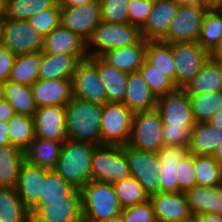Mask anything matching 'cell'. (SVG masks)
Wrapping results in <instances>:
<instances>
[{"instance_id":"cell-16","label":"cell","mask_w":222,"mask_h":222,"mask_svg":"<svg viewBox=\"0 0 222 222\" xmlns=\"http://www.w3.org/2000/svg\"><path fill=\"white\" fill-rule=\"evenodd\" d=\"M150 200L157 222H188L193 218L183 192H160Z\"/></svg>"},{"instance_id":"cell-55","label":"cell","mask_w":222,"mask_h":222,"mask_svg":"<svg viewBox=\"0 0 222 222\" xmlns=\"http://www.w3.org/2000/svg\"><path fill=\"white\" fill-rule=\"evenodd\" d=\"M210 57L216 62L222 64V41L212 50Z\"/></svg>"},{"instance_id":"cell-9","label":"cell","mask_w":222,"mask_h":222,"mask_svg":"<svg viewBox=\"0 0 222 222\" xmlns=\"http://www.w3.org/2000/svg\"><path fill=\"white\" fill-rule=\"evenodd\" d=\"M133 114L124 103L103 104L101 145H127L131 136Z\"/></svg>"},{"instance_id":"cell-54","label":"cell","mask_w":222,"mask_h":222,"mask_svg":"<svg viewBox=\"0 0 222 222\" xmlns=\"http://www.w3.org/2000/svg\"><path fill=\"white\" fill-rule=\"evenodd\" d=\"M210 126L214 128H219L222 130V112H216L207 122Z\"/></svg>"},{"instance_id":"cell-36","label":"cell","mask_w":222,"mask_h":222,"mask_svg":"<svg viewBox=\"0 0 222 222\" xmlns=\"http://www.w3.org/2000/svg\"><path fill=\"white\" fill-rule=\"evenodd\" d=\"M76 188L65 181L56 171L46 168V178L42 179V194L36 204L47 202H69V195Z\"/></svg>"},{"instance_id":"cell-52","label":"cell","mask_w":222,"mask_h":222,"mask_svg":"<svg viewBox=\"0 0 222 222\" xmlns=\"http://www.w3.org/2000/svg\"><path fill=\"white\" fill-rule=\"evenodd\" d=\"M10 145L7 122H0V146Z\"/></svg>"},{"instance_id":"cell-62","label":"cell","mask_w":222,"mask_h":222,"mask_svg":"<svg viewBox=\"0 0 222 222\" xmlns=\"http://www.w3.org/2000/svg\"><path fill=\"white\" fill-rule=\"evenodd\" d=\"M179 3H194V0H178Z\"/></svg>"},{"instance_id":"cell-27","label":"cell","mask_w":222,"mask_h":222,"mask_svg":"<svg viewBox=\"0 0 222 222\" xmlns=\"http://www.w3.org/2000/svg\"><path fill=\"white\" fill-rule=\"evenodd\" d=\"M97 67L108 102L124 103L128 74L105 62L100 56L88 57Z\"/></svg>"},{"instance_id":"cell-3","label":"cell","mask_w":222,"mask_h":222,"mask_svg":"<svg viewBox=\"0 0 222 222\" xmlns=\"http://www.w3.org/2000/svg\"><path fill=\"white\" fill-rule=\"evenodd\" d=\"M95 147L88 142L67 139L53 170L73 187L81 189L92 180L91 165Z\"/></svg>"},{"instance_id":"cell-46","label":"cell","mask_w":222,"mask_h":222,"mask_svg":"<svg viewBox=\"0 0 222 222\" xmlns=\"http://www.w3.org/2000/svg\"><path fill=\"white\" fill-rule=\"evenodd\" d=\"M179 192L185 193L197 185L195 177V155L188 153L176 167Z\"/></svg>"},{"instance_id":"cell-4","label":"cell","mask_w":222,"mask_h":222,"mask_svg":"<svg viewBox=\"0 0 222 222\" xmlns=\"http://www.w3.org/2000/svg\"><path fill=\"white\" fill-rule=\"evenodd\" d=\"M80 190L84 222H106L121 214L113 184L91 180Z\"/></svg>"},{"instance_id":"cell-31","label":"cell","mask_w":222,"mask_h":222,"mask_svg":"<svg viewBox=\"0 0 222 222\" xmlns=\"http://www.w3.org/2000/svg\"><path fill=\"white\" fill-rule=\"evenodd\" d=\"M25 152L12 146H0V187L16 188Z\"/></svg>"},{"instance_id":"cell-50","label":"cell","mask_w":222,"mask_h":222,"mask_svg":"<svg viewBox=\"0 0 222 222\" xmlns=\"http://www.w3.org/2000/svg\"><path fill=\"white\" fill-rule=\"evenodd\" d=\"M15 114L14 109L6 100L0 102V122H7Z\"/></svg>"},{"instance_id":"cell-64","label":"cell","mask_w":222,"mask_h":222,"mask_svg":"<svg viewBox=\"0 0 222 222\" xmlns=\"http://www.w3.org/2000/svg\"><path fill=\"white\" fill-rule=\"evenodd\" d=\"M2 44V39H1V32H0V45Z\"/></svg>"},{"instance_id":"cell-59","label":"cell","mask_w":222,"mask_h":222,"mask_svg":"<svg viewBox=\"0 0 222 222\" xmlns=\"http://www.w3.org/2000/svg\"><path fill=\"white\" fill-rule=\"evenodd\" d=\"M106 222H125L124 217L122 216V214L111 218L110 220L106 221Z\"/></svg>"},{"instance_id":"cell-39","label":"cell","mask_w":222,"mask_h":222,"mask_svg":"<svg viewBox=\"0 0 222 222\" xmlns=\"http://www.w3.org/2000/svg\"><path fill=\"white\" fill-rule=\"evenodd\" d=\"M222 41V17L214 8H209L202 20L197 41L209 53Z\"/></svg>"},{"instance_id":"cell-57","label":"cell","mask_w":222,"mask_h":222,"mask_svg":"<svg viewBox=\"0 0 222 222\" xmlns=\"http://www.w3.org/2000/svg\"><path fill=\"white\" fill-rule=\"evenodd\" d=\"M212 157L219 162L220 164H222V142L219 144V146H217V148L215 149Z\"/></svg>"},{"instance_id":"cell-49","label":"cell","mask_w":222,"mask_h":222,"mask_svg":"<svg viewBox=\"0 0 222 222\" xmlns=\"http://www.w3.org/2000/svg\"><path fill=\"white\" fill-rule=\"evenodd\" d=\"M16 55L5 45H0V81L9 80Z\"/></svg>"},{"instance_id":"cell-48","label":"cell","mask_w":222,"mask_h":222,"mask_svg":"<svg viewBox=\"0 0 222 222\" xmlns=\"http://www.w3.org/2000/svg\"><path fill=\"white\" fill-rule=\"evenodd\" d=\"M153 6L154 0H129V23L141 28L145 24Z\"/></svg>"},{"instance_id":"cell-10","label":"cell","mask_w":222,"mask_h":222,"mask_svg":"<svg viewBox=\"0 0 222 222\" xmlns=\"http://www.w3.org/2000/svg\"><path fill=\"white\" fill-rule=\"evenodd\" d=\"M2 44L16 56L41 52L44 36L37 32L28 20L3 18L0 23Z\"/></svg>"},{"instance_id":"cell-34","label":"cell","mask_w":222,"mask_h":222,"mask_svg":"<svg viewBox=\"0 0 222 222\" xmlns=\"http://www.w3.org/2000/svg\"><path fill=\"white\" fill-rule=\"evenodd\" d=\"M145 59L167 75L175 84V64L172 57V43L161 40H148Z\"/></svg>"},{"instance_id":"cell-29","label":"cell","mask_w":222,"mask_h":222,"mask_svg":"<svg viewBox=\"0 0 222 222\" xmlns=\"http://www.w3.org/2000/svg\"><path fill=\"white\" fill-rule=\"evenodd\" d=\"M62 145L63 142L61 141L35 137L25 151V160L32 165L54 169L60 156Z\"/></svg>"},{"instance_id":"cell-18","label":"cell","mask_w":222,"mask_h":222,"mask_svg":"<svg viewBox=\"0 0 222 222\" xmlns=\"http://www.w3.org/2000/svg\"><path fill=\"white\" fill-rule=\"evenodd\" d=\"M37 108L44 106L65 107L72 99V79H38L32 86Z\"/></svg>"},{"instance_id":"cell-28","label":"cell","mask_w":222,"mask_h":222,"mask_svg":"<svg viewBox=\"0 0 222 222\" xmlns=\"http://www.w3.org/2000/svg\"><path fill=\"white\" fill-rule=\"evenodd\" d=\"M188 95L222 91V64L211 57L204 63L200 72L185 86Z\"/></svg>"},{"instance_id":"cell-14","label":"cell","mask_w":222,"mask_h":222,"mask_svg":"<svg viewBox=\"0 0 222 222\" xmlns=\"http://www.w3.org/2000/svg\"><path fill=\"white\" fill-rule=\"evenodd\" d=\"M29 211L31 222H84L80 189L69 195V202L35 204Z\"/></svg>"},{"instance_id":"cell-40","label":"cell","mask_w":222,"mask_h":222,"mask_svg":"<svg viewBox=\"0 0 222 222\" xmlns=\"http://www.w3.org/2000/svg\"><path fill=\"white\" fill-rule=\"evenodd\" d=\"M194 173L199 186L216 187L222 185V164L212 156L195 155Z\"/></svg>"},{"instance_id":"cell-22","label":"cell","mask_w":222,"mask_h":222,"mask_svg":"<svg viewBox=\"0 0 222 222\" xmlns=\"http://www.w3.org/2000/svg\"><path fill=\"white\" fill-rule=\"evenodd\" d=\"M45 178L46 168L24 161L16 189L20 199L29 210L39 201L40 194H42V179Z\"/></svg>"},{"instance_id":"cell-20","label":"cell","mask_w":222,"mask_h":222,"mask_svg":"<svg viewBox=\"0 0 222 222\" xmlns=\"http://www.w3.org/2000/svg\"><path fill=\"white\" fill-rule=\"evenodd\" d=\"M179 8L178 0H156L145 24L141 27L143 38L160 40L169 28Z\"/></svg>"},{"instance_id":"cell-43","label":"cell","mask_w":222,"mask_h":222,"mask_svg":"<svg viewBox=\"0 0 222 222\" xmlns=\"http://www.w3.org/2000/svg\"><path fill=\"white\" fill-rule=\"evenodd\" d=\"M139 72L156 97L165 95L177 88L167 75L157 70V68L151 65L146 59L143 61Z\"/></svg>"},{"instance_id":"cell-23","label":"cell","mask_w":222,"mask_h":222,"mask_svg":"<svg viewBox=\"0 0 222 222\" xmlns=\"http://www.w3.org/2000/svg\"><path fill=\"white\" fill-rule=\"evenodd\" d=\"M188 153V148L169 145H163L158 151L157 154L161 163L158 175L161 192H179L176 167Z\"/></svg>"},{"instance_id":"cell-61","label":"cell","mask_w":222,"mask_h":222,"mask_svg":"<svg viewBox=\"0 0 222 222\" xmlns=\"http://www.w3.org/2000/svg\"><path fill=\"white\" fill-rule=\"evenodd\" d=\"M3 19V0H0V23Z\"/></svg>"},{"instance_id":"cell-2","label":"cell","mask_w":222,"mask_h":222,"mask_svg":"<svg viewBox=\"0 0 222 222\" xmlns=\"http://www.w3.org/2000/svg\"><path fill=\"white\" fill-rule=\"evenodd\" d=\"M103 104L87 102L72 97L65 106L67 138L101 145L100 122Z\"/></svg>"},{"instance_id":"cell-44","label":"cell","mask_w":222,"mask_h":222,"mask_svg":"<svg viewBox=\"0 0 222 222\" xmlns=\"http://www.w3.org/2000/svg\"><path fill=\"white\" fill-rule=\"evenodd\" d=\"M27 20L37 32L46 36L61 24V7L57 2L52 8L40 11Z\"/></svg>"},{"instance_id":"cell-1","label":"cell","mask_w":222,"mask_h":222,"mask_svg":"<svg viewBox=\"0 0 222 222\" xmlns=\"http://www.w3.org/2000/svg\"><path fill=\"white\" fill-rule=\"evenodd\" d=\"M156 109L163 120V143L188 148L195 121L189 95L184 88L157 97Z\"/></svg>"},{"instance_id":"cell-11","label":"cell","mask_w":222,"mask_h":222,"mask_svg":"<svg viewBox=\"0 0 222 222\" xmlns=\"http://www.w3.org/2000/svg\"><path fill=\"white\" fill-rule=\"evenodd\" d=\"M172 57L175 64V86H185L200 72L210 53L197 42H173Z\"/></svg>"},{"instance_id":"cell-30","label":"cell","mask_w":222,"mask_h":222,"mask_svg":"<svg viewBox=\"0 0 222 222\" xmlns=\"http://www.w3.org/2000/svg\"><path fill=\"white\" fill-rule=\"evenodd\" d=\"M222 142V130L210 126L207 122L195 123L191 131L189 153L212 156Z\"/></svg>"},{"instance_id":"cell-8","label":"cell","mask_w":222,"mask_h":222,"mask_svg":"<svg viewBox=\"0 0 222 222\" xmlns=\"http://www.w3.org/2000/svg\"><path fill=\"white\" fill-rule=\"evenodd\" d=\"M208 9V6L201 3H179L167 33L160 40L167 43L197 42L202 20Z\"/></svg>"},{"instance_id":"cell-35","label":"cell","mask_w":222,"mask_h":222,"mask_svg":"<svg viewBox=\"0 0 222 222\" xmlns=\"http://www.w3.org/2000/svg\"><path fill=\"white\" fill-rule=\"evenodd\" d=\"M5 100L12 106L16 114L33 117L37 110L32 88L28 85L6 81Z\"/></svg>"},{"instance_id":"cell-26","label":"cell","mask_w":222,"mask_h":222,"mask_svg":"<svg viewBox=\"0 0 222 222\" xmlns=\"http://www.w3.org/2000/svg\"><path fill=\"white\" fill-rule=\"evenodd\" d=\"M86 58L88 56L47 54L42 52L39 79H72L78 63Z\"/></svg>"},{"instance_id":"cell-47","label":"cell","mask_w":222,"mask_h":222,"mask_svg":"<svg viewBox=\"0 0 222 222\" xmlns=\"http://www.w3.org/2000/svg\"><path fill=\"white\" fill-rule=\"evenodd\" d=\"M121 214L125 222H157L150 199L143 203L123 208Z\"/></svg>"},{"instance_id":"cell-41","label":"cell","mask_w":222,"mask_h":222,"mask_svg":"<svg viewBox=\"0 0 222 222\" xmlns=\"http://www.w3.org/2000/svg\"><path fill=\"white\" fill-rule=\"evenodd\" d=\"M195 123L208 120L222 108V91L189 95Z\"/></svg>"},{"instance_id":"cell-53","label":"cell","mask_w":222,"mask_h":222,"mask_svg":"<svg viewBox=\"0 0 222 222\" xmlns=\"http://www.w3.org/2000/svg\"><path fill=\"white\" fill-rule=\"evenodd\" d=\"M94 0H58L60 7H76Z\"/></svg>"},{"instance_id":"cell-19","label":"cell","mask_w":222,"mask_h":222,"mask_svg":"<svg viewBox=\"0 0 222 222\" xmlns=\"http://www.w3.org/2000/svg\"><path fill=\"white\" fill-rule=\"evenodd\" d=\"M43 53L88 56L87 42L78 34L60 24L44 36Z\"/></svg>"},{"instance_id":"cell-5","label":"cell","mask_w":222,"mask_h":222,"mask_svg":"<svg viewBox=\"0 0 222 222\" xmlns=\"http://www.w3.org/2000/svg\"><path fill=\"white\" fill-rule=\"evenodd\" d=\"M143 39L141 28L130 23L113 24L101 21L87 41L88 57L101 56L107 50L139 43ZM94 47V48H93Z\"/></svg>"},{"instance_id":"cell-42","label":"cell","mask_w":222,"mask_h":222,"mask_svg":"<svg viewBox=\"0 0 222 222\" xmlns=\"http://www.w3.org/2000/svg\"><path fill=\"white\" fill-rule=\"evenodd\" d=\"M113 187L122 208L134 206L150 199L142 185L133 176L115 182Z\"/></svg>"},{"instance_id":"cell-51","label":"cell","mask_w":222,"mask_h":222,"mask_svg":"<svg viewBox=\"0 0 222 222\" xmlns=\"http://www.w3.org/2000/svg\"><path fill=\"white\" fill-rule=\"evenodd\" d=\"M199 222H222V215L216 213H204L196 217Z\"/></svg>"},{"instance_id":"cell-13","label":"cell","mask_w":222,"mask_h":222,"mask_svg":"<svg viewBox=\"0 0 222 222\" xmlns=\"http://www.w3.org/2000/svg\"><path fill=\"white\" fill-rule=\"evenodd\" d=\"M72 95L77 99L92 103L108 102L98 67L89 58L81 60L76 67L72 77Z\"/></svg>"},{"instance_id":"cell-21","label":"cell","mask_w":222,"mask_h":222,"mask_svg":"<svg viewBox=\"0 0 222 222\" xmlns=\"http://www.w3.org/2000/svg\"><path fill=\"white\" fill-rule=\"evenodd\" d=\"M147 41L143 38L139 43L107 50L100 57L109 65L127 74L138 72L145 60Z\"/></svg>"},{"instance_id":"cell-45","label":"cell","mask_w":222,"mask_h":222,"mask_svg":"<svg viewBox=\"0 0 222 222\" xmlns=\"http://www.w3.org/2000/svg\"><path fill=\"white\" fill-rule=\"evenodd\" d=\"M129 0H100L102 21L123 24L129 23Z\"/></svg>"},{"instance_id":"cell-24","label":"cell","mask_w":222,"mask_h":222,"mask_svg":"<svg viewBox=\"0 0 222 222\" xmlns=\"http://www.w3.org/2000/svg\"><path fill=\"white\" fill-rule=\"evenodd\" d=\"M186 200L193 217L204 213L222 215V185L206 187L196 185L185 192Z\"/></svg>"},{"instance_id":"cell-7","label":"cell","mask_w":222,"mask_h":222,"mask_svg":"<svg viewBox=\"0 0 222 222\" xmlns=\"http://www.w3.org/2000/svg\"><path fill=\"white\" fill-rule=\"evenodd\" d=\"M163 120L157 109L133 114L128 146L147 152L158 153L163 147Z\"/></svg>"},{"instance_id":"cell-6","label":"cell","mask_w":222,"mask_h":222,"mask_svg":"<svg viewBox=\"0 0 222 222\" xmlns=\"http://www.w3.org/2000/svg\"><path fill=\"white\" fill-rule=\"evenodd\" d=\"M92 180L114 184L130 176L125 145H99L92 156Z\"/></svg>"},{"instance_id":"cell-25","label":"cell","mask_w":222,"mask_h":222,"mask_svg":"<svg viewBox=\"0 0 222 222\" xmlns=\"http://www.w3.org/2000/svg\"><path fill=\"white\" fill-rule=\"evenodd\" d=\"M124 104L133 113L149 111L156 108L157 97L151 91L139 71L128 74Z\"/></svg>"},{"instance_id":"cell-56","label":"cell","mask_w":222,"mask_h":222,"mask_svg":"<svg viewBox=\"0 0 222 222\" xmlns=\"http://www.w3.org/2000/svg\"><path fill=\"white\" fill-rule=\"evenodd\" d=\"M222 2V0H194V3H201L209 8H214L217 4Z\"/></svg>"},{"instance_id":"cell-60","label":"cell","mask_w":222,"mask_h":222,"mask_svg":"<svg viewBox=\"0 0 222 222\" xmlns=\"http://www.w3.org/2000/svg\"><path fill=\"white\" fill-rule=\"evenodd\" d=\"M214 9L218 12V14L222 17V2L217 4Z\"/></svg>"},{"instance_id":"cell-38","label":"cell","mask_w":222,"mask_h":222,"mask_svg":"<svg viewBox=\"0 0 222 222\" xmlns=\"http://www.w3.org/2000/svg\"><path fill=\"white\" fill-rule=\"evenodd\" d=\"M58 0H3V18L27 20L40 11L52 8Z\"/></svg>"},{"instance_id":"cell-17","label":"cell","mask_w":222,"mask_h":222,"mask_svg":"<svg viewBox=\"0 0 222 222\" xmlns=\"http://www.w3.org/2000/svg\"><path fill=\"white\" fill-rule=\"evenodd\" d=\"M33 118L35 137L61 141L63 143L68 139L66 133L65 107H39L34 113Z\"/></svg>"},{"instance_id":"cell-63","label":"cell","mask_w":222,"mask_h":222,"mask_svg":"<svg viewBox=\"0 0 222 222\" xmlns=\"http://www.w3.org/2000/svg\"><path fill=\"white\" fill-rule=\"evenodd\" d=\"M188 222H199L197 218L193 217L191 220H189Z\"/></svg>"},{"instance_id":"cell-12","label":"cell","mask_w":222,"mask_h":222,"mask_svg":"<svg viewBox=\"0 0 222 222\" xmlns=\"http://www.w3.org/2000/svg\"><path fill=\"white\" fill-rule=\"evenodd\" d=\"M130 176H133L151 197L161 192L158 178L161 167L157 153L141 151L125 145Z\"/></svg>"},{"instance_id":"cell-58","label":"cell","mask_w":222,"mask_h":222,"mask_svg":"<svg viewBox=\"0 0 222 222\" xmlns=\"http://www.w3.org/2000/svg\"><path fill=\"white\" fill-rule=\"evenodd\" d=\"M5 100V82L0 81V102Z\"/></svg>"},{"instance_id":"cell-37","label":"cell","mask_w":222,"mask_h":222,"mask_svg":"<svg viewBox=\"0 0 222 222\" xmlns=\"http://www.w3.org/2000/svg\"><path fill=\"white\" fill-rule=\"evenodd\" d=\"M7 125L10 145L25 152L35 138L34 118L15 114Z\"/></svg>"},{"instance_id":"cell-33","label":"cell","mask_w":222,"mask_h":222,"mask_svg":"<svg viewBox=\"0 0 222 222\" xmlns=\"http://www.w3.org/2000/svg\"><path fill=\"white\" fill-rule=\"evenodd\" d=\"M0 221L31 222L30 211L20 199L16 188L0 187Z\"/></svg>"},{"instance_id":"cell-15","label":"cell","mask_w":222,"mask_h":222,"mask_svg":"<svg viewBox=\"0 0 222 222\" xmlns=\"http://www.w3.org/2000/svg\"><path fill=\"white\" fill-rule=\"evenodd\" d=\"M102 21L100 0H94L76 7H61V24L78 34L86 42L95 27Z\"/></svg>"},{"instance_id":"cell-32","label":"cell","mask_w":222,"mask_h":222,"mask_svg":"<svg viewBox=\"0 0 222 222\" xmlns=\"http://www.w3.org/2000/svg\"><path fill=\"white\" fill-rule=\"evenodd\" d=\"M42 51L17 55L10 72L9 81L32 86L39 79Z\"/></svg>"}]
</instances>
